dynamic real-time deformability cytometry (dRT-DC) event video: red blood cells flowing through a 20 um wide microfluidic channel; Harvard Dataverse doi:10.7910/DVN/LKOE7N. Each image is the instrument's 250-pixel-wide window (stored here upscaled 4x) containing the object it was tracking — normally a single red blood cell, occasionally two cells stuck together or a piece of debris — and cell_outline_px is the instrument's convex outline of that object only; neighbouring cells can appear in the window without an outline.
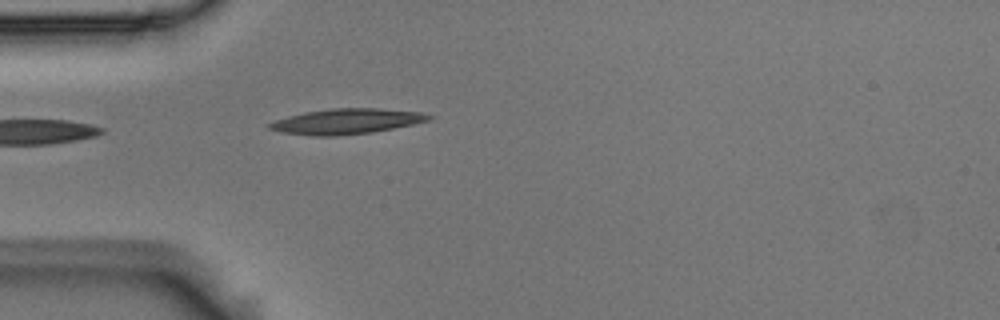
{"species": "Egyptian fruit bat (a non-hibernating species)", "species_latin": "Rousettus aegyptiacus", "temperature_condition": "room temperature", "stored_images_in_passage": 5, "camera_frame_rate_fps": 3000, "um_per_image_px": 0.085, "animal": {"sex": "male"}, "frame": {"image": 1, "passage_image": 1, "time_ms": 0.0, "image_size_px": [1000, 320], "cell_outline_px": [[436, 116], [432, 120], [372, 132], [332, 136], [312, 136], [280, 132], [268, 128], [268, 124], [276, 120], [288, 116], [304, 112], [332, 108], [380, 108], [420, 112]], "centroid_in_image_um": [29.47, 10.31], "position_along_channel_um": 55.5, "area_um2": 23.52}}